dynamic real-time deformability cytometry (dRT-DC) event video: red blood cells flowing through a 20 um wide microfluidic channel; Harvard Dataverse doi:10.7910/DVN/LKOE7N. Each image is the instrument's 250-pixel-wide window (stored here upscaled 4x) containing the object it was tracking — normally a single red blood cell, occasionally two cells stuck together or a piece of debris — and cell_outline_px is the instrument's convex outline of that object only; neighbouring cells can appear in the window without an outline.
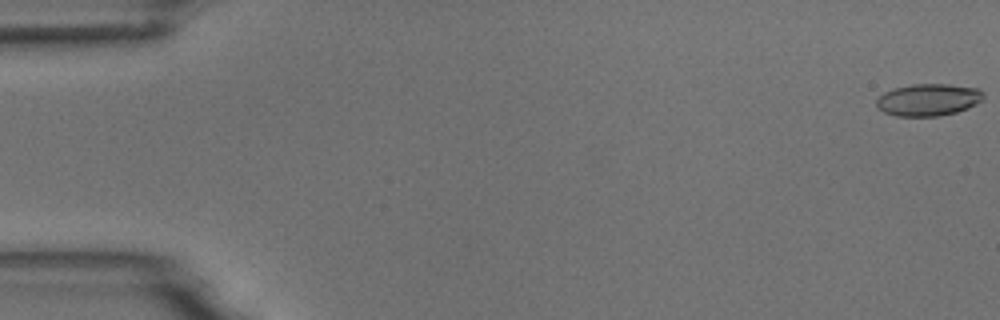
{"species": "common noctule bat (a hibernating species)", "species_latin": "Nyctalus noctula", "temperature_condition": "room temperature", "stored_images_in_passage": 6, "camera_frame_rate_fps": 3000, "um_per_image_px": 0.085, "animal": {"sex": "male", "body_mass_g": 18.8}, "frame": {"image": 1, "passage_image": 1, "time_ms": 0.0, "image_size_px": [1000, 320], "cell_outline_px": [[984, 96], [976, 104], [968, 108], [956, 112], [936, 116], [896, 116], [884, 112], [876, 104], [876, 100], [884, 92], [892, 88], [912, 84], [948, 84], [980, 88], [984, 92]], "centroid_in_image_um": [78.92, 8.47], "position_along_channel_um": 6.1, "area_um2": 20.06}}
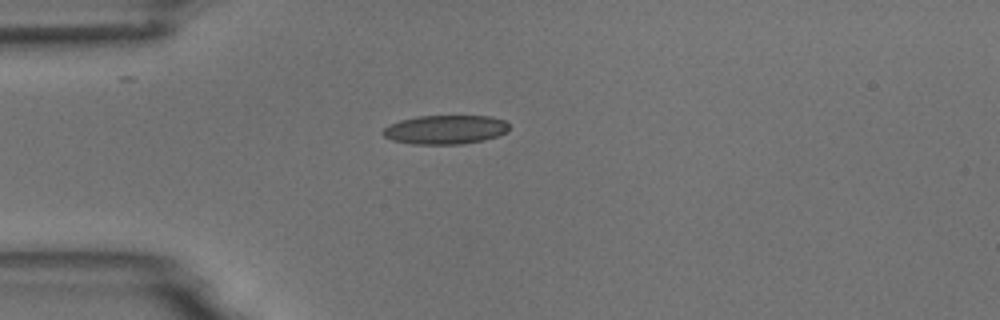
{"frame": {"image": 2, "passage_image": 5, "time_ms": 4.667, "image_size_px": [1000, 320], "cell_outline_px": [[508, 132], [484, 140], [460, 144], [412, 144], [392, 140], [384, 136], [380, 132], [388, 124], [400, 120], [416, 116], [492, 116], [504, 120], [508, 124]], "centroid_in_image_um": [37.82, 11.01], "position_along_channel_um": 47.2, "area_um2": 21.44}}